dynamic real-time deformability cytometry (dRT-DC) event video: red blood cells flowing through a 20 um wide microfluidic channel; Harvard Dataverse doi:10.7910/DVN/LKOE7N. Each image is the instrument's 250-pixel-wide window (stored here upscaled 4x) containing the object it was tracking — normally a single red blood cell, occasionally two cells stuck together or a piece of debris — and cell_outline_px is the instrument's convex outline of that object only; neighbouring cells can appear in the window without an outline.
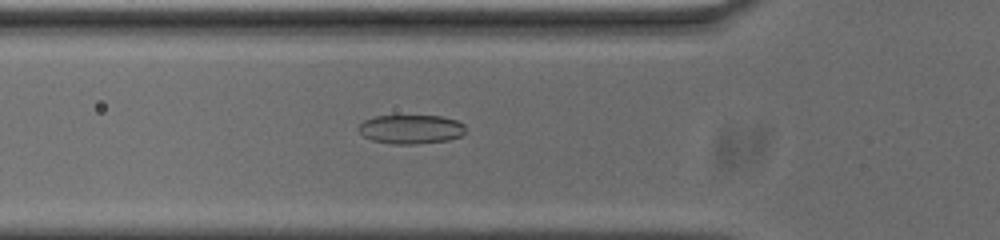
{"species": "common noctule bat (a hibernating species)", "species_latin": "Nyctalus noctula", "temperature_condition": "cold", "stored_images_in_passage": 53, "camera_frame_rate_fps": 3000, "um_per_image_px": 0.085, "animal": {"sex": "male", "body_mass_g": 20.0, "forearm_length_mm": 53.3}, "frame": {"image": 1, "passage_image": 17, "time_ms": 5.333, "image_size_px": [1000, 240], "cell_outline_px": [[464, 132], [460, 136], [448, 140], [412, 144], [392, 144], [372, 140], [364, 136], [356, 128], [364, 120], [376, 116], [440, 116], [456, 120], [464, 124]], "centroid_in_image_um": [34.9, 10.98], "position_along_channel_um": 90.9, "area_um2": 17.98}}
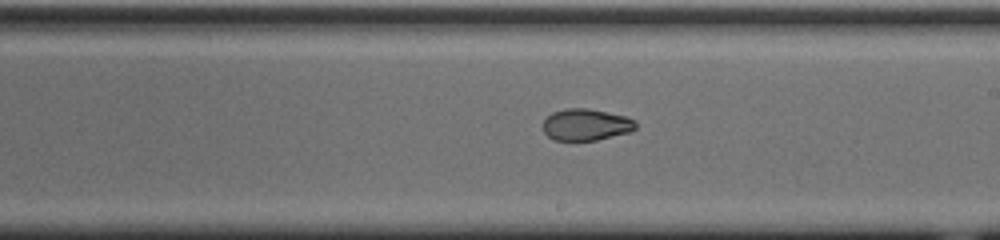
{"frame": {"image": 2, "passage_image": 29, "time_ms": 9.333, "image_size_px": [1000, 240], "cell_outline_px": [[636, 128], [632, 132], [596, 140], [552, 140], [544, 132], [544, 120], [552, 112], [564, 108], [588, 108], [624, 116], [636, 120]], "centroid_in_image_um": [49.82, 10.6], "position_along_channel_um": 239.2, "area_um2": 17.17}}
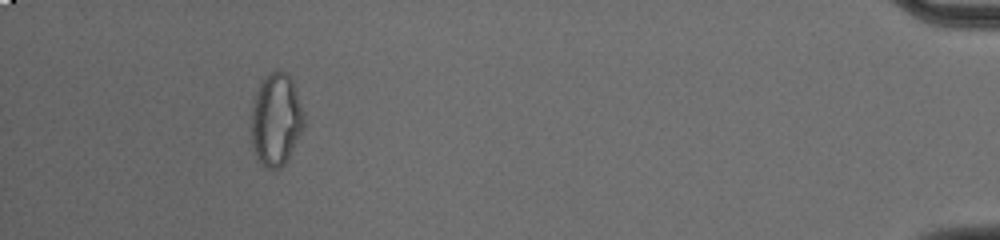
{"frame": {"image": 3, "passage_image": 49, "time_ms": 16.0, "image_size_px": [1000, 240], "cell_outline_px": [[304, 128], [284, 164], [280, 168], [264, 168], [260, 164], [252, 148], [252, 108], [256, 92], [260, 80], [268, 72], [276, 68], [288, 72], [292, 80], [304, 116]], "centroid_in_image_um": [23.45, 10.13], "position_along_channel_um": 411.8, "area_um2": 28.55}, "authors_computed_cell_mechanics": {"area_um2": 18.8428, "velocity_mm_per_s": 3.7043, "shape_relaxation_time_tau1_ms": null, "shape_relaxation_time_tau2_ms": 1.5479, "deformation_change_tau1": null, "deformation_change_tau2": 0.0503}}